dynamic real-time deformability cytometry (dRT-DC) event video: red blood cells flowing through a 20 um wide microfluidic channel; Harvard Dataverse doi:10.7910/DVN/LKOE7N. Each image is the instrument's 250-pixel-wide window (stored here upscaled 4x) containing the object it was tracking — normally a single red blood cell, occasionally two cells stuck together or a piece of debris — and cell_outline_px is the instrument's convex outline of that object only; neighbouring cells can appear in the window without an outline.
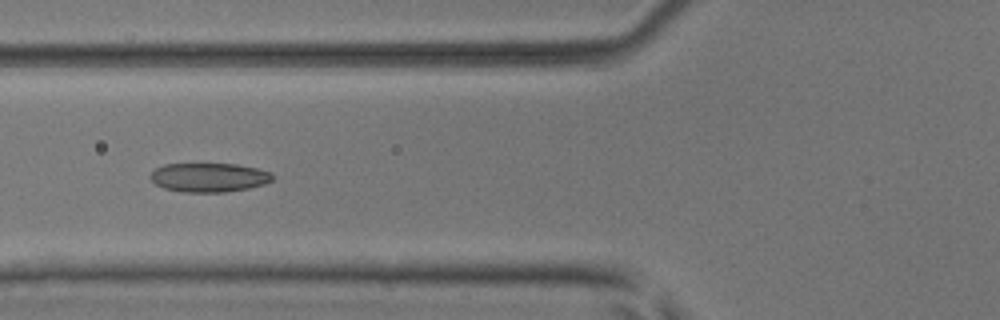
{"species": "common noctule bat (a hibernating species)", "species_latin": "Nyctalus noctula", "temperature_condition": "room temperature", "stored_images_in_passage": 42, "camera_frame_rate_fps": 3000, "um_per_image_px": 0.085, "animal": {"sex": "male", "body_mass_g": 17.9, "forearm_length_mm": 54.2}, "frame": {"image": 1, "passage_image": 11, "time_ms": 3.333, "image_size_px": [1000, 320], "cell_outline_px": [[276, 176], [272, 180], [264, 184], [248, 188], [224, 192], [184, 192], [164, 188], [156, 184], [148, 176], [156, 168], [164, 164], [236, 164], [256, 168], [272, 172]], "centroid_in_image_um": [17.78, 15.08], "position_along_channel_um": 108.0, "area_um2": 20.69}}
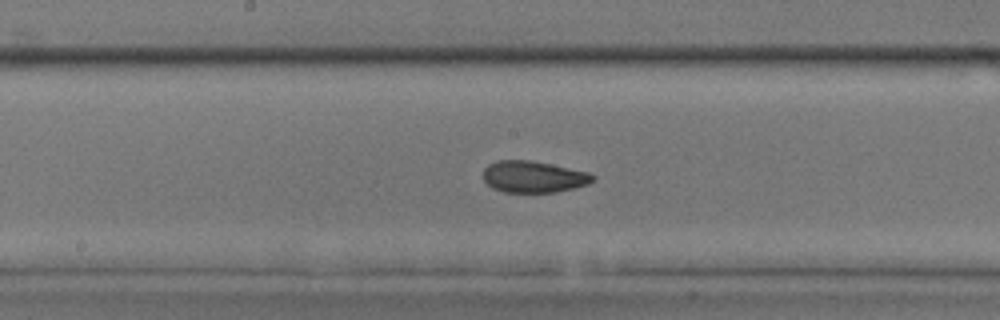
{"frame": {"image": 2, "passage_image": 18, "time_ms": 5.667, "image_size_px": [1000, 320], "cell_outline_px": [[596, 180], [588, 184], [556, 192], [504, 192], [492, 188], [484, 180], [484, 168], [488, 164], [496, 160], [528, 160], [588, 172], [596, 176]], "centroid_in_image_um": [45.34, 15.03], "position_along_channel_um": 202.9, "area_um2": 20.06}}
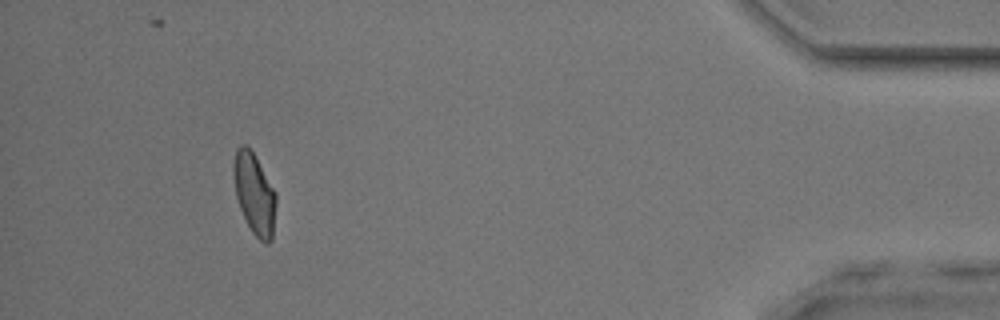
{"frame": {"image": 3, "passage_image": 38, "time_ms": 12.333, "image_size_px": [1000, 320], "cell_outline_px": [[276, 204], [272, 240], [268, 244], [264, 244], [252, 232], [240, 208], [236, 196], [232, 172], [232, 164], [236, 148], [240, 144], [244, 144], [252, 152], [276, 192]], "centroid_in_image_um": [21.61, 16.47], "position_along_channel_um": 413.6, "area_um2": 20.06}, "authors_computed_cell_mechanics": {"area_um2": 20.2589, "velocity_mm_per_s": 4.0791, "shape_relaxation_time_tau1_ms": 4.5175, "shape_relaxation_time_tau2_ms": 2.1051, "deformation_change_tau1": 0.1309, "deformation_change_tau2": 0.0679}}